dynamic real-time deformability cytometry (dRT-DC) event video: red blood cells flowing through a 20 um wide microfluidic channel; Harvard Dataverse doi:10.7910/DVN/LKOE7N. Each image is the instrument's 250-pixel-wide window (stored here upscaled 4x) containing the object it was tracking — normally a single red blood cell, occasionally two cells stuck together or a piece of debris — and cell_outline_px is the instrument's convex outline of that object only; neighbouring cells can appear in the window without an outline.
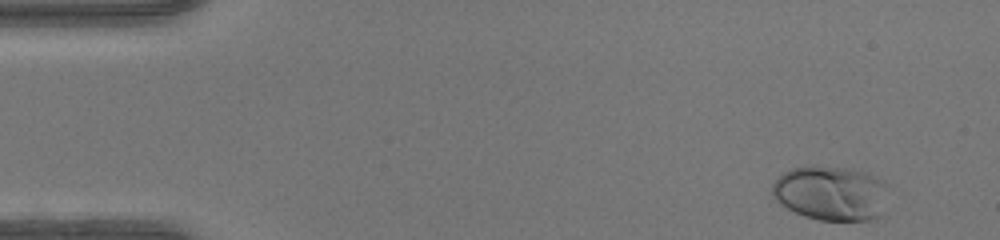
{"species": "human", "species_latin": "Homo sapiens", "temperature_condition": "warm", "stored_images_in_passage": 47, "camera_frame_rate_fps": 3000, "um_per_image_px": 0.085, "donor": {"sex": "female"}, "frame": {"image": 1, "passage_image": 2, "time_ms": 0.333, "image_size_px": [1000, 240], "cell_outline_px": [[888, 184], [880, 216], [868, 220], [820, 220], [804, 216], [780, 204], [772, 196], [772, 184], [784, 172], [792, 168], [812, 164], [848, 168], [876, 176]], "centroid_in_image_um": [70.6, 16.39], "position_along_channel_um": 14.4, "area_um2": 37.11}}
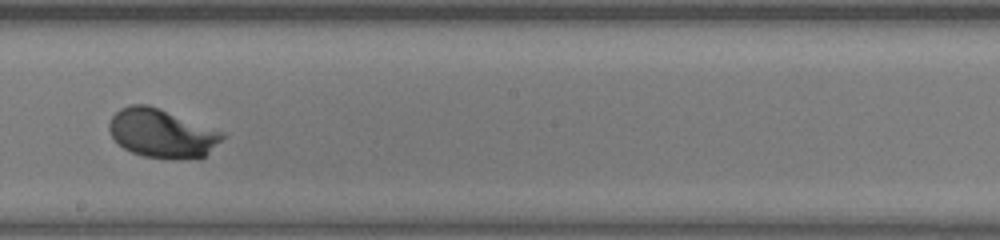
{"frame": {"image": 2, "passage_image": 26, "time_ms": 8.333, "image_size_px": [1000, 240], "cell_outline_px": [[228, 136], [200, 160], [172, 160], [144, 156], [132, 152], [124, 148], [112, 136], [108, 128], [108, 124], [112, 116], [120, 108], [128, 104], [148, 104], [160, 108], [224, 132]], "centroid_in_image_um": [13.81, 11.35], "position_along_channel_um": 234.4, "area_um2": 32.77}}
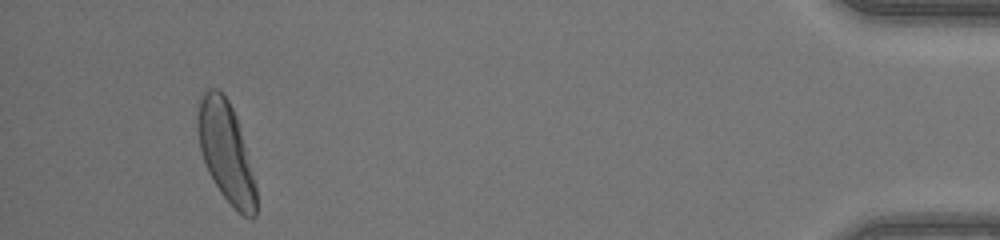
{"frame": {"image": 3, "passage_image": 44, "time_ms": 14.333, "image_size_px": [1000, 240], "cell_outline_px": [[256, 216], [252, 220], [244, 216], [220, 192], [208, 172], [200, 148], [200, 96], [208, 88], [216, 88], [228, 100], [236, 116], [256, 184]], "centroid_in_image_um": [19.25, 12.97], "position_along_channel_um": 415.9, "area_um2": 32.83}, "authors_computed_cell_mechanics": {"area_um2": 31.6166, "velocity_mm_per_s": 4.2551, "shape_relaxation_time_tau1_ms": 1.4909, "shape_relaxation_time_tau2_ms": null, "deformation_change_tau1": 0.1436, "deformation_change_tau2": null}}